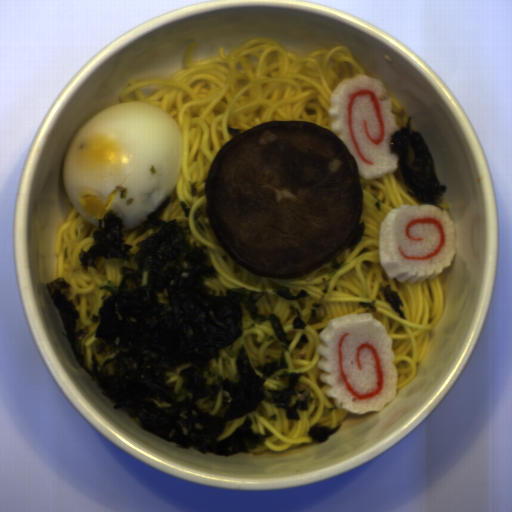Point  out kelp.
<instances>
[{
    "label": "kelp",
    "mask_w": 512,
    "mask_h": 512,
    "mask_svg": "<svg viewBox=\"0 0 512 512\" xmlns=\"http://www.w3.org/2000/svg\"><path fill=\"white\" fill-rule=\"evenodd\" d=\"M203 215H204L203 210H201L200 208H196V210L194 212V216H193V221H195L197 223L198 227L206 234L205 227L199 220Z\"/></svg>",
    "instance_id": "61c4fe6a"
},
{
    "label": "kelp",
    "mask_w": 512,
    "mask_h": 512,
    "mask_svg": "<svg viewBox=\"0 0 512 512\" xmlns=\"http://www.w3.org/2000/svg\"><path fill=\"white\" fill-rule=\"evenodd\" d=\"M365 229H366L365 222H361L358 230L355 233V235L351 239V241L348 244V246L345 248L346 250L350 249V248H354L357 243L362 242L363 237L365 235Z\"/></svg>",
    "instance_id": "21ea7ff6"
},
{
    "label": "kelp",
    "mask_w": 512,
    "mask_h": 512,
    "mask_svg": "<svg viewBox=\"0 0 512 512\" xmlns=\"http://www.w3.org/2000/svg\"><path fill=\"white\" fill-rule=\"evenodd\" d=\"M276 296L281 298L282 300H302L306 298H310V294L305 289H300V291L293 295L291 289L288 286H281L277 288H273L272 290Z\"/></svg>",
    "instance_id": "6d42b08b"
},
{
    "label": "kelp",
    "mask_w": 512,
    "mask_h": 512,
    "mask_svg": "<svg viewBox=\"0 0 512 512\" xmlns=\"http://www.w3.org/2000/svg\"><path fill=\"white\" fill-rule=\"evenodd\" d=\"M328 311L325 305L324 294L318 301H315L310 309V314L307 318L309 325L323 322L327 317Z\"/></svg>",
    "instance_id": "69b00fe1"
},
{
    "label": "kelp",
    "mask_w": 512,
    "mask_h": 512,
    "mask_svg": "<svg viewBox=\"0 0 512 512\" xmlns=\"http://www.w3.org/2000/svg\"><path fill=\"white\" fill-rule=\"evenodd\" d=\"M226 129L233 136V138L236 137L237 135H239L240 133H242L241 130H239L237 128H232L230 125L226 126Z\"/></svg>",
    "instance_id": "417a2ed2"
},
{
    "label": "kelp",
    "mask_w": 512,
    "mask_h": 512,
    "mask_svg": "<svg viewBox=\"0 0 512 512\" xmlns=\"http://www.w3.org/2000/svg\"><path fill=\"white\" fill-rule=\"evenodd\" d=\"M341 423L337 427L324 426L322 424H315L308 432L309 439H312L313 444L321 445L328 441L329 437L338 431Z\"/></svg>",
    "instance_id": "d102d525"
},
{
    "label": "kelp",
    "mask_w": 512,
    "mask_h": 512,
    "mask_svg": "<svg viewBox=\"0 0 512 512\" xmlns=\"http://www.w3.org/2000/svg\"><path fill=\"white\" fill-rule=\"evenodd\" d=\"M347 261H338L336 258L333 259L330 263L329 269L327 271V278L334 277L345 265Z\"/></svg>",
    "instance_id": "133cd13f"
},
{
    "label": "kelp",
    "mask_w": 512,
    "mask_h": 512,
    "mask_svg": "<svg viewBox=\"0 0 512 512\" xmlns=\"http://www.w3.org/2000/svg\"><path fill=\"white\" fill-rule=\"evenodd\" d=\"M380 291L383 295L385 302L390 308L397 313L401 319H406L405 312L401 311V307H405L404 302L398 291L392 290L390 285L380 286Z\"/></svg>",
    "instance_id": "861f05c9"
},
{
    "label": "kelp",
    "mask_w": 512,
    "mask_h": 512,
    "mask_svg": "<svg viewBox=\"0 0 512 512\" xmlns=\"http://www.w3.org/2000/svg\"><path fill=\"white\" fill-rule=\"evenodd\" d=\"M412 120L410 116L404 126L392 133L389 142L397 158L399 179L418 203L442 208L447 188L437 182L432 152L421 132L413 130Z\"/></svg>",
    "instance_id": "cf089659"
},
{
    "label": "kelp",
    "mask_w": 512,
    "mask_h": 512,
    "mask_svg": "<svg viewBox=\"0 0 512 512\" xmlns=\"http://www.w3.org/2000/svg\"><path fill=\"white\" fill-rule=\"evenodd\" d=\"M289 308H290V310H293L296 313L294 319L291 322L293 329H298V330L306 329L307 324L303 320V316H302L299 308L293 304L290 305Z\"/></svg>",
    "instance_id": "59a32d9e"
},
{
    "label": "kelp",
    "mask_w": 512,
    "mask_h": 512,
    "mask_svg": "<svg viewBox=\"0 0 512 512\" xmlns=\"http://www.w3.org/2000/svg\"><path fill=\"white\" fill-rule=\"evenodd\" d=\"M171 196L140 226L126 230L139 238L136 270L123 265L120 283L108 280L98 313L90 320L99 347L89 368L83 342L90 329H77L79 312L71 301L65 277L46 283L62 321L76 363L101 388L113 408L144 431L174 445L207 456L229 457L254 452L271 439L243 422L225 439L218 437L233 419L249 415L260 403H272L288 421H300L299 411L315 402L301 386L302 372L290 369L285 355L290 346L276 314L261 315L257 303L268 294L249 288L208 294V280H217L207 247L190 241L189 225L164 220ZM250 311L255 324L270 322L269 341L281 343L280 357L258 365L250 362L244 346L231 343L243 334L242 315ZM234 357L231 378L216 370L222 355ZM277 388L264 387L275 373Z\"/></svg>",
    "instance_id": "99668d17"
},
{
    "label": "kelp",
    "mask_w": 512,
    "mask_h": 512,
    "mask_svg": "<svg viewBox=\"0 0 512 512\" xmlns=\"http://www.w3.org/2000/svg\"><path fill=\"white\" fill-rule=\"evenodd\" d=\"M180 206H181V208L183 210L184 217L186 219H189V217H190V208H187V205H186V203L183 200L180 202Z\"/></svg>",
    "instance_id": "1b26413b"
},
{
    "label": "kelp",
    "mask_w": 512,
    "mask_h": 512,
    "mask_svg": "<svg viewBox=\"0 0 512 512\" xmlns=\"http://www.w3.org/2000/svg\"><path fill=\"white\" fill-rule=\"evenodd\" d=\"M122 220L111 211L106 213L99 221L92 234V244L87 250H79L80 266L85 271L88 268L99 270L97 261L100 258L122 259L131 263L130 250L132 245L125 244Z\"/></svg>",
    "instance_id": "604fcf36"
},
{
    "label": "kelp",
    "mask_w": 512,
    "mask_h": 512,
    "mask_svg": "<svg viewBox=\"0 0 512 512\" xmlns=\"http://www.w3.org/2000/svg\"><path fill=\"white\" fill-rule=\"evenodd\" d=\"M358 303H359L360 307H363L370 312L376 313V311H377L375 300H372V302H363L362 301V302H358Z\"/></svg>",
    "instance_id": "f00367f4"
}]
</instances>
